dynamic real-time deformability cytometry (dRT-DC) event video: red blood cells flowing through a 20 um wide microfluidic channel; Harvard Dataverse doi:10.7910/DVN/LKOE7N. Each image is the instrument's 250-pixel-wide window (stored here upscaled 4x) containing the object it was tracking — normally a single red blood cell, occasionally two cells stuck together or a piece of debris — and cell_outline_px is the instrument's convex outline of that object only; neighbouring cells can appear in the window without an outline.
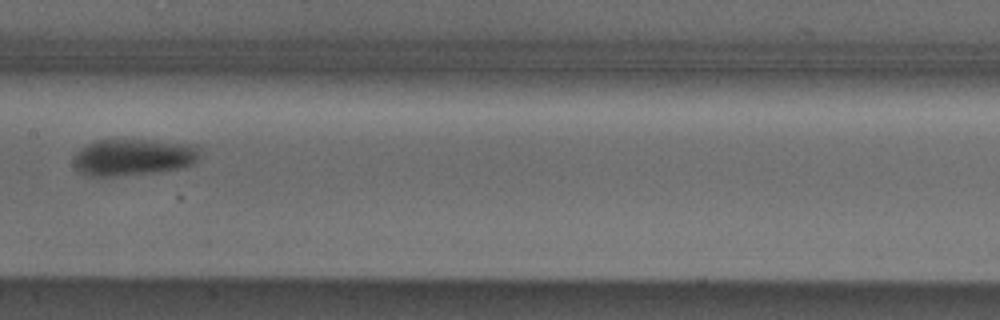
{"species": "Egyptian fruit bat (a non-hibernating species)", "species_latin": "Rousettus aegyptiacus", "temperature_condition": "cold", "stored_images_in_passage": 7, "camera_frame_rate_fps": 3000, "um_per_image_px": 0.085, "animal": {"sex": "male"}, "frame": {"image": 1, "passage_image": 7, "time_ms": 8.0, "image_size_px": [1000, 320], "cell_outline_px": [[200, 160], [192, 164], [180, 168], [160, 172], [116, 176], [84, 176], [76, 172], [72, 160], [72, 156], [80, 148], [96, 140], [148, 140], [196, 144], [200, 148]], "centroid_in_image_um": [11.31, 13.37], "position_along_channel_um": 196.1, "area_um2": 27.69}}